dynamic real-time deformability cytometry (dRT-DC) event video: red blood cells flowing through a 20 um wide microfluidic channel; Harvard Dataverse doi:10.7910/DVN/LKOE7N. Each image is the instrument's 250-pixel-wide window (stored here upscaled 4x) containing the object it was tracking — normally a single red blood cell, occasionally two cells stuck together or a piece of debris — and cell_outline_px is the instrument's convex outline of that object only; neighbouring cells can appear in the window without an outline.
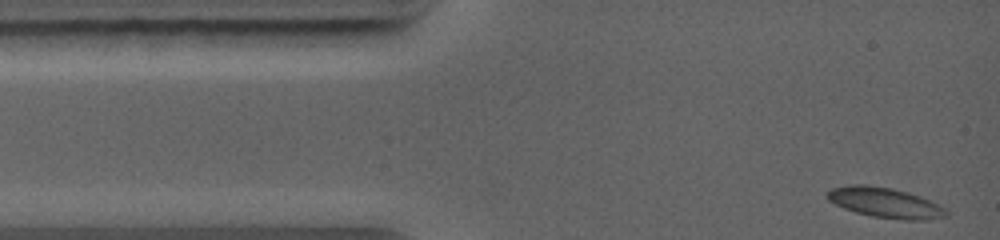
{"species": "common noctule bat (a hibernating species)", "species_latin": "Nyctalus noctula", "temperature_condition": "warm", "stored_images_in_passage": 39, "camera_frame_rate_fps": 5000, "um_per_image_px": 0.085, "animal": {"sex": "female", "body_mass_g": 19.0, "forearm_length_mm": 56.7}, "frame": {"image": 1, "passage_image": 1, "time_ms": 0.0, "image_size_px": [1000, 240], "cell_outline_px": [[948, 216], [928, 220], [904, 220], [872, 216], [856, 212], [844, 208], [828, 200], [824, 196], [832, 188], [848, 184], [868, 184], [892, 188], [908, 192], [920, 196], [944, 208], [948, 212]], "centroid_in_image_um": [75.21, 17.22], "position_along_channel_um": 9.8, "area_um2": 20.98}}
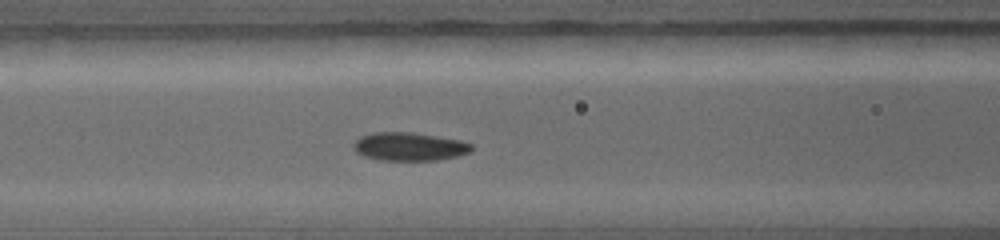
{"frame": {"image": 2, "passage_image": 13, "time_ms": 4.0, "image_size_px": [1000, 240], "cell_outline_px": [[472, 152], [456, 156], [436, 160], [380, 160], [364, 156], [356, 152], [352, 144], [360, 136], [372, 132], [412, 132], [460, 140], [472, 144]], "centroid_in_image_um": [34.77, 12.45], "position_along_channel_um": 131.8, "area_um2": 19.48}}
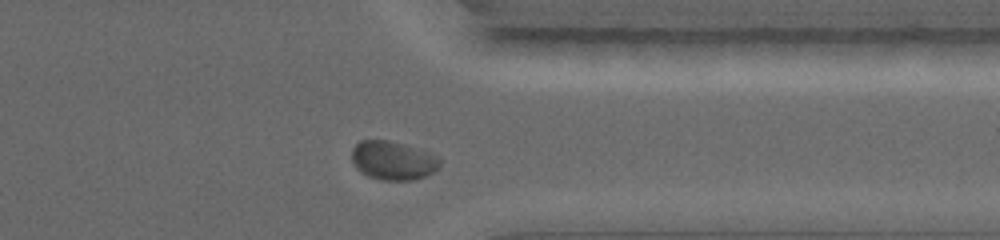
{"frame": {"image": 3, "passage_image": 35, "time_ms": 9.4, "image_size_px": [1000, 240], "cell_outline_px": [[440, 164], [432, 172], [424, 176], [412, 180], [380, 180], [368, 176], [356, 168], [352, 160], [352, 148], [360, 140], [388, 140], [404, 144], [440, 156]], "centroid_in_image_um": [33.39, 13.63], "position_along_channel_um": 378.0, "area_um2": 19.83}}